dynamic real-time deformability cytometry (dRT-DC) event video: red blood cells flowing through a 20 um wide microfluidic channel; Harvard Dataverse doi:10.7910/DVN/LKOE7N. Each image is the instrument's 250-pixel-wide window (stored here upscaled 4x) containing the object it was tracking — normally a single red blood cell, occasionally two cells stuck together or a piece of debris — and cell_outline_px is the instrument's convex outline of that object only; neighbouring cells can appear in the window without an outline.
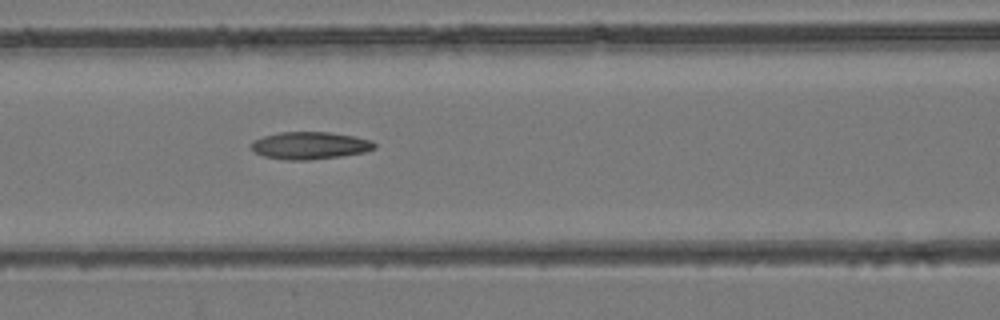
{"species": "common noctule bat (a hibernating species)", "species_latin": "Nyctalus noctula", "temperature_condition": "room temperature", "stored_images_in_passage": 34, "camera_frame_rate_fps": 3000, "um_per_image_px": 0.085, "animal": {"sex": "female", "body_mass_g": 24.6, "forearm_length_mm": 56.2}, "frame": {"image": 1, "passage_image": 8, "time_ms": 2.333, "image_size_px": [1000, 320], "cell_outline_px": [[376, 148], [364, 152], [340, 156], [308, 160], [284, 160], [264, 156], [252, 152], [252, 140], [264, 136], [280, 132], [328, 132], [352, 136], [372, 140], [376, 144]], "centroid_in_image_um": [26.32, 12.37], "position_along_channel_um": 140.3, "area_um2": 19.65}}
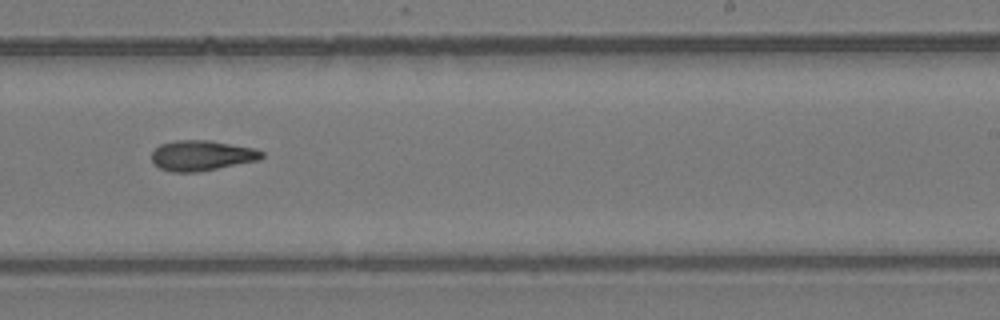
{"frame": {"image": 2, "passage_image": 17, "time_ms": 5.333, "image_size_px": [1000, 320], "cell_outline_px": [[264, 156], [260, 160], [200, 172], [172, 172], [160, 168], [152, 164], [152, 152], [160, 144], [176, 140], [208, 140], [256, 148], [264, 152]], "centroid_in_image_um": [17.16, 13.22], "position_along_channel_um": 271.8, "area_um2": 19.71}}
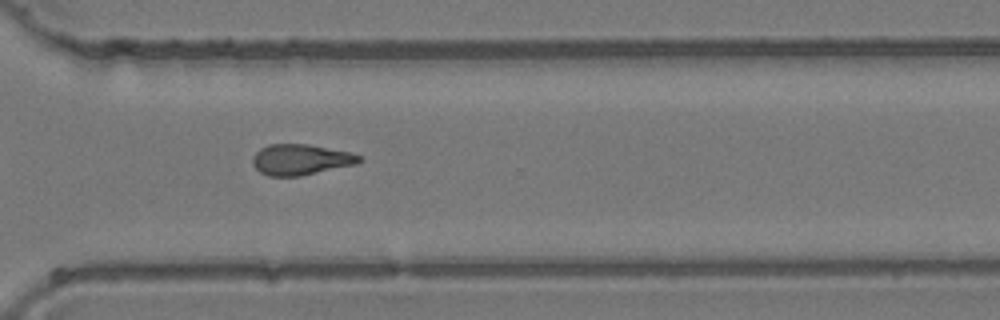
{"frame": {"image": 3, "passage_image": 22, "time_ms": 7.0, "image_size_px": [1000, 320], "cell_outline_px": [[364, 160], [356, 164], [300, 176], [268, 176], [260, 172], [252, 164], [252, 156], [260, 148], [268, 144], [308, 144], [352, 152], [360, 156]], "centroid_in_image_um": [25.56, 13.56], "position_along_channel_um": 345.0, "area_um2": 19.25}}